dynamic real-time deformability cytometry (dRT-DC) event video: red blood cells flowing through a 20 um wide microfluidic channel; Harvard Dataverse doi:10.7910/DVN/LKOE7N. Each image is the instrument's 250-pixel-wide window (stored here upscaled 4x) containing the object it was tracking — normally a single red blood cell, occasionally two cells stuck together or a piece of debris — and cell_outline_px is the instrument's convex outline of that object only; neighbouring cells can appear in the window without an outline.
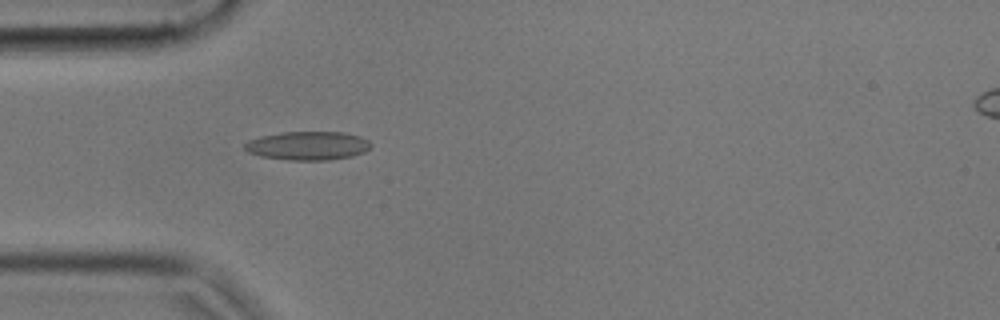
{"species": "common noctule bat (a hibernating species)", "species_latin": "Nyctalus noctula", "temperature_condition": "cold", "stored_images_in_passage": 39, "camera_frame_rate_fps": 3000, "um_per_image_px": 0.085, "animal": {"sex": "male", "body_mass_g": 17.9, "forearm_length_mm": 54.2}, "frame": {"image": 1, "passage_image": 1, "time_ms": 0.0, "image_size_px": [1000, 320], "cell_outline_px": [[372, 144], [364, 152], [352, 156], [328, 160], [288, 160], [260, 156], [248, 152], [244, 148], [244, 144], [248, 140], [260, 136], [280, 132], [340, 132], [360, 136], [368, 140]], "centroid_in_image_um": [26.14, 12.38], "position_along_channel_um": 58.9, "area_um2": 21.1}}
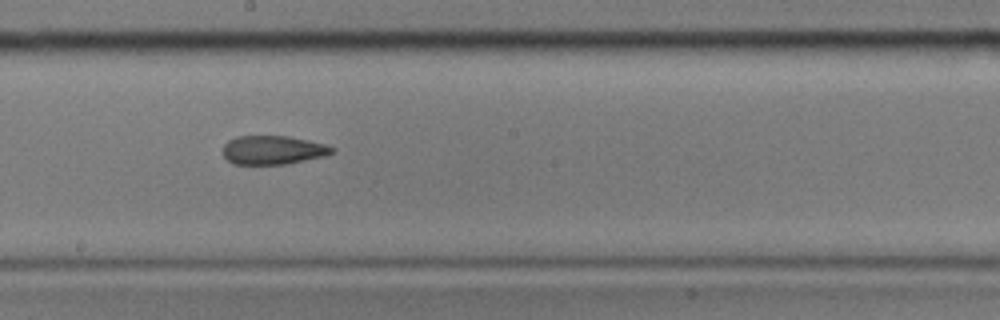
{"frame": {"image": 2, "passage_image": 15, "time_ms": 4.667, "image_size_px": [1000, 320], "cell_outline_px": [[336, 148], [332, 152], [324, 156], [288, 164], [232, 164], [224, 156], [224, 144], [228, 140], [236, 136], [288, 136], [308, 140], [324, 144]], "centroid_in_image_um": [23.19, 12.75], "position_along_channel_um": 225.0, "area_um2": 18.26}}
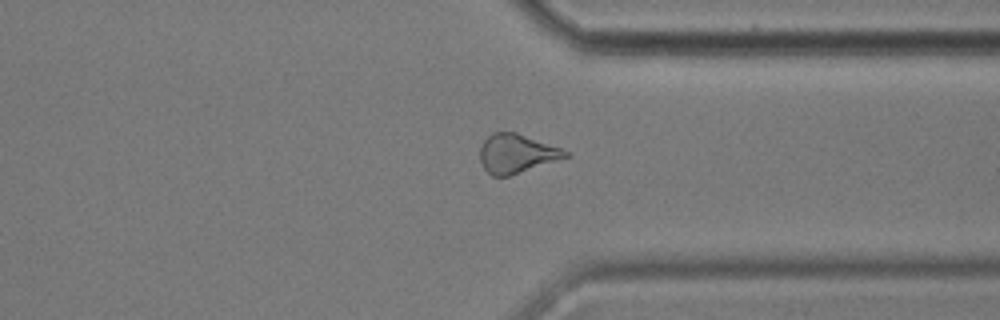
{"frame": {"image": 3, "passage_image": 27, "time_ms": 8.667, "image_size_px": [1000, 320], "cell_outline_px": [[568, 156], [508, 176], [492, 176], [484, 168], [480, 160], [480, 148], [484, 140], [492, 132], [516, 132], [560, 148], [568, 152]], "centroid_in_image_um": [43.85, 13.04], "position_along_channel_um": 367.6, "area_um2": 18.9}, "authors_computed_cell_mechanics": {"area_um2": 18.6116, "velocity_mm_per_s": 3.5889, "shape_relaxation_time_tau1_ms": null, "shape_relaxation_time_tau2_ms": 3.9513, "deformation_change_tau1": null, "deformation_change_tau2": 0.1364}}